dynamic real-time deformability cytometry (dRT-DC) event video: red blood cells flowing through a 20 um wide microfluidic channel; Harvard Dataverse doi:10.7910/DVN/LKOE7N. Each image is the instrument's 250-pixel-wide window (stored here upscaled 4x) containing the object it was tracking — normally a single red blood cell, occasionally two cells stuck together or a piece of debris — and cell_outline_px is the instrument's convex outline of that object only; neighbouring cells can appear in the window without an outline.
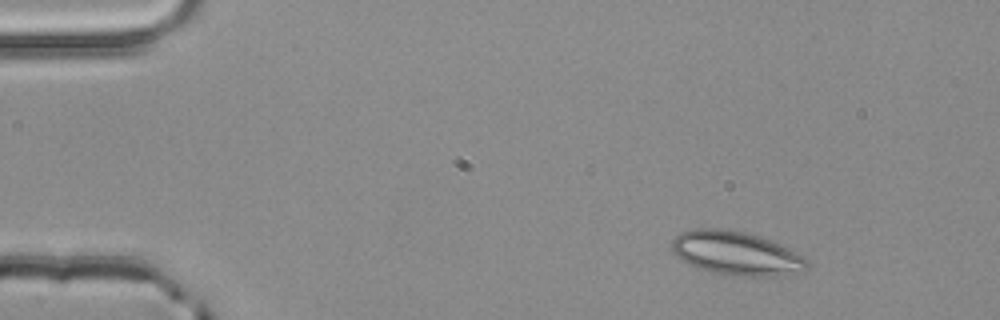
{"species": "common noctule bat (a hibernating species)", "species_latin": "Nyctalus noctula", "temperature_condition": "room temperature", "stored_images_in_passage": 4, "camera_frame_rate_fps": 3000, "um_per_image_px": 0.085, "animal": {"sex": "male", "body_mass_g": 20.4}, "frame": {"image": 1, "passage_image": 1, "time_ms": 0.0, "image_size_px": [1000, 320], "cell_outline_px": [[808, 268], [800, 272], [756, 276], [752, 276], [712, 272], [696, 268], [676, 256], [672, 252], [672, 240], [680, 232], [696, 228], [720, 228], [744, 232], [760, 236], [804, 256], [808, 260]], "centroid_in_image_um": [62.53, 21.51], "position_along_channel_um": 22.5, "area_um2": 33.93}}